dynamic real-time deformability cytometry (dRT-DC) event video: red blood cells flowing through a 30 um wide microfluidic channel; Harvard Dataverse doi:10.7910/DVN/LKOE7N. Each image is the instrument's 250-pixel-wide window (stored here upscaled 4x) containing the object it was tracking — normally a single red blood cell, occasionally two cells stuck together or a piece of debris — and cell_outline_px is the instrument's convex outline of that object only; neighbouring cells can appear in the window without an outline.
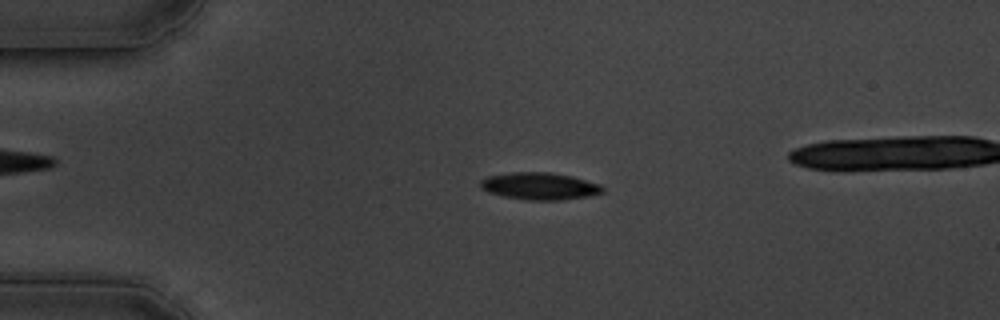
{"species": "common noctule bat (a hibernating species)", "species_latin": "Nyctalus noctula", "temperature_condition": "cold", "stored_images_in_passage": 55, "camera_frame_rate_fps": 3000, "um_per_image_px": 0.085, "animal": {"sex": "male", "body_mass_g": 19.5, "forearm_length_mm": 54.6}, "frame": {"image": 1, "passage_image": 13, "time_ms": 4.0, "image_size_px": [1000, 320], "cell_outline_px": [[604, 192], [588, 196], [564, 200], [528, 200], [504, 196], [488, 192], [480, 188], [480, 180], [488, 176], [512, 172], [548, 172], [572, 176], [600, 184], [604, 188]], "centroid_in_image_um": [45.87, 15.82], "position_along_channel_um": 39.1, "area_um2": 19.36}}
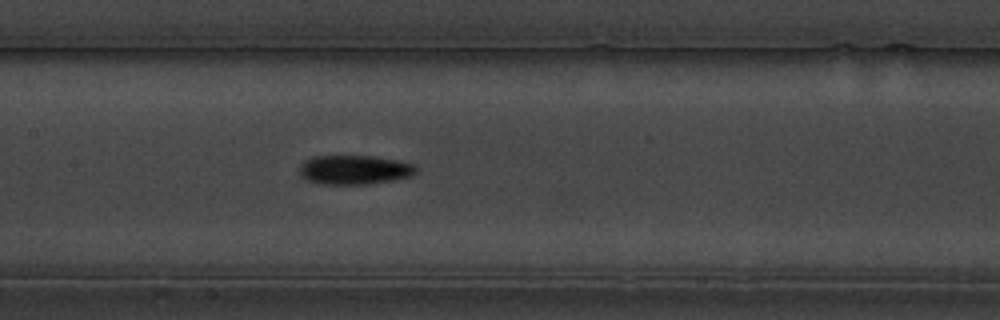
{"frame": {"image": 2, "passage_image": 28, "time_ms": 9.0, "image_size_px": [1000, 320], "cell_outline_px": [[416, 172], [412, 176], [396, 180], [368, 184], [324, 184], [308, 180], [300, 176], [300, 164], [304, 160], [312, 156], [372, 156], [396, 160], [416, 164]], "centroid_in_image_um": [30.14, 14.43], "position_along_channel_um": 177.3, "area_um2": 20.0}}
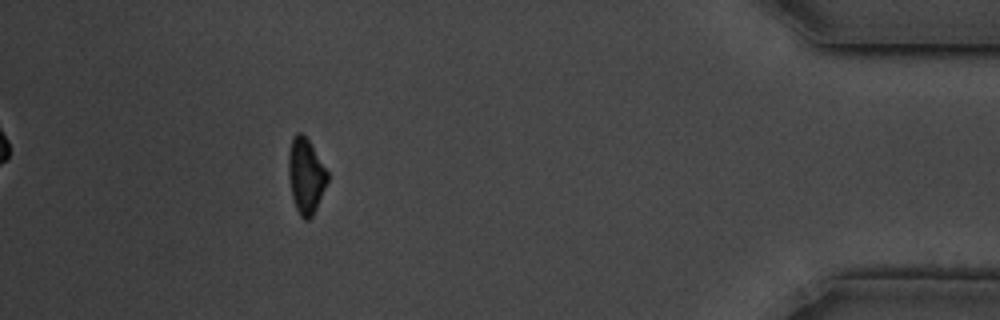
{"frame": {"image": 3, "passage_image": 53, "time_ms": 17.333, "image_size_px": [1000, 320], "cell_outline_px": [[328, 180], [316, 208], [312, 216], [308, 220], [304, 220], [300, 216], [296, 208], [292, 196], [288, 172], [288, 152], [292, 136], [296, 132], [300, 132], [308, 140], [328, 172]], "centroid_in_image_um": [25.97, 14.93], "position_along_channel_um": 409.2, "area_um2": 16.94}, "authors_computed_cell_mechanics": {"area_um2": 18.496, "velocity_mm_per_s": 3.3937, "shape_relaxation_time_tau1_ms": 2.5928, "shape_relaxation_time_tau2_ms": null, "deformation_change_tau1": 0.1086, "deformation_change_tau2": null}}